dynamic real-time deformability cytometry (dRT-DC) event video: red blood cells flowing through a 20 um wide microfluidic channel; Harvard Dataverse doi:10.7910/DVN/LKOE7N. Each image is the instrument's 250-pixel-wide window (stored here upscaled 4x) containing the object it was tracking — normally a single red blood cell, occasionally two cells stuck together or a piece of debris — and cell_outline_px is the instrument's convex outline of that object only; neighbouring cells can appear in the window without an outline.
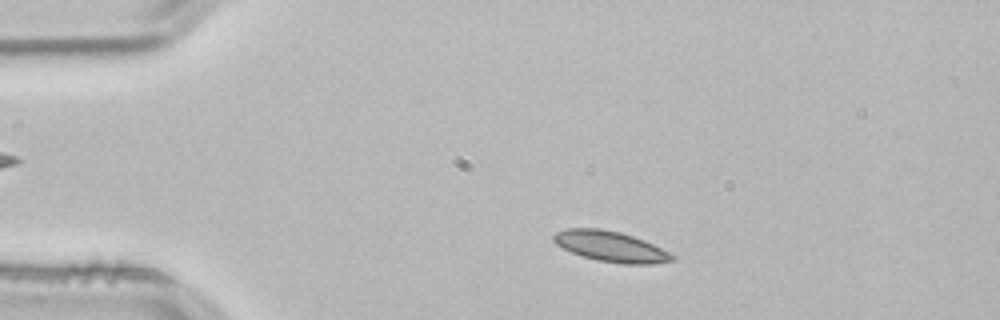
{"species": "common noctule bat (a hibernating species)", "species_latin": "Nyctalus noctula", "temperature_condition": "room temperature", "stored_images_in_passage": 49, "camera_frame_rate_fps": 3000, "um_per_image_px": 0.085, "animal": {"sex": "male", "body_mass_g": 21.5, "forearm_length_mm": 52.0}, "frame": {"image": 1, "passage_image": 6, "time_ms": 1.667, "image_size_px": [1000, 320], "cell_outline_px": [[676, 260], [652, 264], [624, 264], [596, 260], [572, 252], [556, 244], [552, 240], [552, 236], [556, 232], [568, 228], [600, 228], [620, 232], [644, 240], [676, 256]], "centroid_in_image_um": [51.91, 20.95], "position_along_channel_um": 33.1, "area_um2": 20.98}}
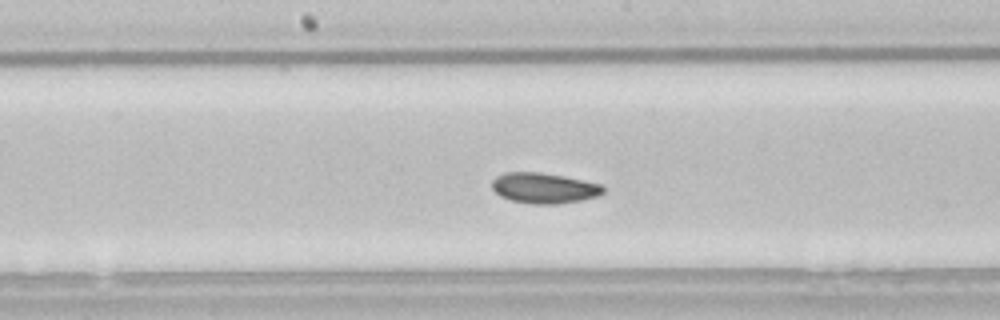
{"frame": {"image": 2, "passage_image": 23, "time_ms": 7.333, "image_size_px": [1000, 320], "cell_outline_px": [[604, 192], [596, 196], [580, 200], [556, 204], [532, 204], [512, 200], [500, 196], [492, 188], [492, 180], [496, 176], [508, 172], [540, 172], [564, 176], [584, 180], [600, 184], [604, 188]], "centroid_in_image_um": [46.23, 15.98], "position_along_channel_um": 202.0, "area_um2": 19.65}}
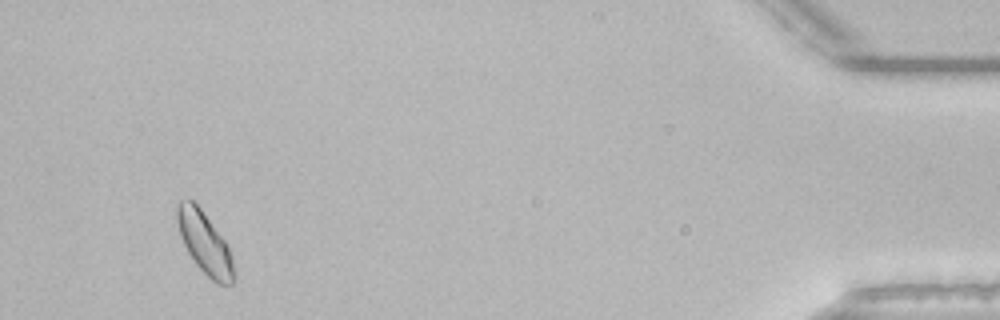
{"frame": {"image": 3, "passage_image": 46, "time_ms": 15.0, "image_size_px": [1000, 320], "cell_outline_px": [[236, 280], [232, 284], [216, 284], [196, 264], [188, 252], [180, 236], [176, 220], [176, 204], [180, 200], [192, 200], [200, 208], [224, 240], [232, 256], [236, 276]], "centroid_in_image_um": [17.4, 20.68], "position_along_channel_um": 417.8, "area_um2": 20.35}, "authors_computed_cell_mechanics": {"area_um2": 19.652, "velocity_mm_per_s": 3.7967, "shape_relaxation_time_tau1_ms": 3.0312, "shape_relaxation_time_tau2_ms": 5.8699, "deformation_change_tau1": 0.0703, "deformation_change_tau2": 0.0793}}